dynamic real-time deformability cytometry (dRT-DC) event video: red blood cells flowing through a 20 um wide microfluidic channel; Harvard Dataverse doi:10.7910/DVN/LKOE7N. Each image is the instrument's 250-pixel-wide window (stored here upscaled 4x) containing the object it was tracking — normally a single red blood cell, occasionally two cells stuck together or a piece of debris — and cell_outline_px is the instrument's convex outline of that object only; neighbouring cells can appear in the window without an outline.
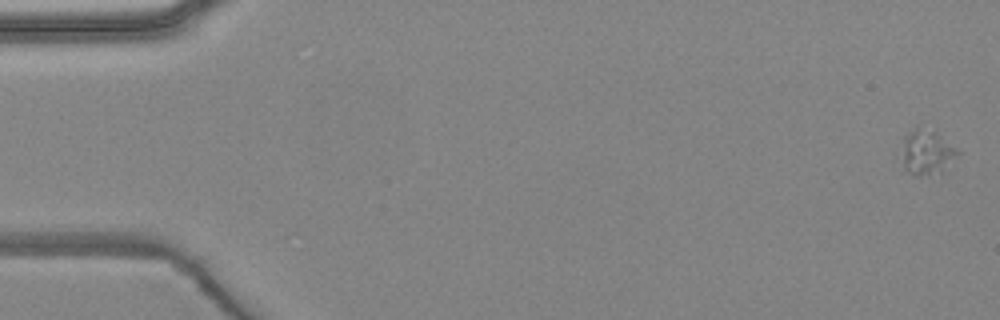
{"species": "common noctule bat (a hibernating species)", "species_latin": "Nyctalus noctula", "temperature_condition": "warm", "stored_images_in_passage": 5, "camera_frame_rate_fps": 3000, "um_per_image_px": 0.085, "animal": {"sex": "female", "body_mass_g": 24.6, "forearm_length_mm": 56.2}, "frame": {"image": 1, "passage_image": 1, "time_ms": 0.0, "image_size_px": [1000, 320], "cell_outline_px": [[960, 152], [940, 172], [920, 176], [916, 176], [908, 172], [904, 168], [900, 140], [904, 136], [916, 128], [932, 132]], "centroid_in_image_um": [78.68, 12.99], "position_along_channel_um": 6.3, "area_um2": 13.87}}
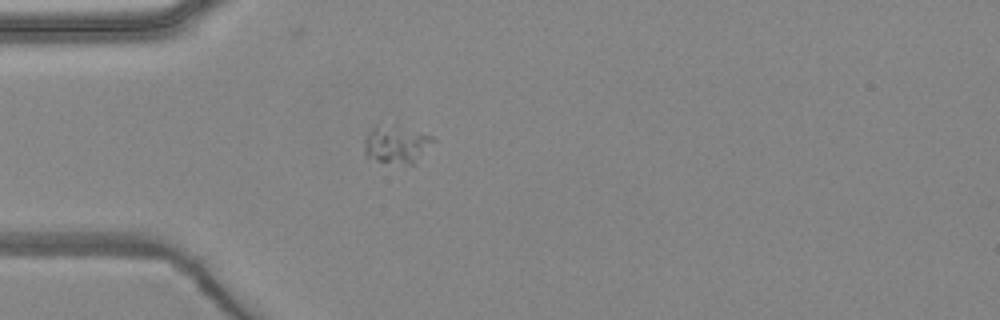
{"frame": {"image": 2, "passage_image": 5, "time_ms": 4.667, "image_size_px": [1000, 320], "cell_outline_px": [[436, 140], [416, 164], [408, 164], [376, 160], [364, 156], [364, 140], [368, 132], [372, 128], [396, 124], [432, 136]], "centroid_in_image_um": [33.72, 12.27], "position_along_channel_um": 51.3, "area_um2": 15.26}}